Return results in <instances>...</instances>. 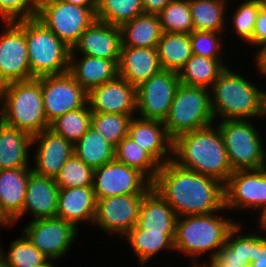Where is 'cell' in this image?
I'll return each instance as SVG.
<instances>
[{
    "label": "cell",
    "instance_id": "6da1fadb",
    "mask_svg": "<svg viewBox=\"0 0 266 267\" xmlns=\"http://www.w3.org/2000/svg\"><path fill=\"white\" fill-rule=\"evenodd\" d=\"M152 188L172 207L177 217L205 215L225 208L221 181L180 167L172 160L160 166Z\"/></svg>",
    "mask_w": 266,
    "mask_h": 267
},
{
    "label": "cell",
    "instance_id": "7a4b0ae2",
    "mask_svg": "<svg viewBox=\"0 0 266 267\" xmlns=\"http://www.w3.org/2000/svg\"><path fill=\"white\" fill-rule=\"evenodd\" d=\"M216 124L176 137L173 140L172 161L180 167L216 178L225 184L233 170L222 133Z\"/></svg>",
    "mask_w": 266,
    "mask_h": 267
},
{
    "label": "cell",
    "instance_id": "3957f363",
    "mask_svg": "<svg viewBox=\"0 0 266 267\" xmlns=\"http://www.w3.org/2000/svg\"><path fill=\"white\" fill-rule=\"evenodd\" d=\"M238 73L228 65L209 89L215 123L266 118V90Z\"/></svg>",
    "mask_w": 266,
    "mask_h": 267
},
{
    "label": "cell",
    "instance_id": "277c9868",
    "mask_svg": "<svg viewBox=\"0 0 266 267\" xmlns=\"http://www.w3.org/2000/svg\"><path fill=\"white\" fill-rule=\"evenodd\" d=\"M222 212L205 215L180 216L176 220L174 250L185 254L191 263H201L200 257L207 253L212 261L217 252L226 244L230 230L236 225L233 216L225 217ZM221 215H220V214ZM192 261V262H191Z\"/></svg>",
    "mask_w": 266,
    "mask_h": 267
},
{
    "label": "cell",
    "instance_id": "5b68a950",
    "mask_svg": "<svg viewBox=\"0 0 266 267\" xmlns=\"http://www.w3.org/2000/svg\"><path fill=\"white\" fill-rule=\"evenodd\" d=\"M0 121L31 136L50 127L43 105L41 77L0 86Z\"/></svg>",
    "mask_w": 266,
    "mask_h": 267
},
{
    "label": "cell",
    "instance_id": "8992f818",
    "mask_svg": "<svg viewBox=\"0 0 266 267\" xmlns=\"http://www.w3.org/2000/svg\"><path fill=\"white\" fill-rule=\"evenodd\" d=\"M31 79L69 71L71 48L38 19H25Z\"/></svg>",
    "mask_w": 266,
    "mask_h": 267
},
{
    "label": "cell",
    "instance_id": "52a82bcc",
    "mask_svg": "<svg viewBox=\"0 0 266 267\" xmlns=\"http://www.w3.org/2000/svg\"><path fill=\"white\" fill-rule=\"evenodd\" d=\"M215 123L210 90L179 84L163 124L170 138L207 127Z\"/></svg>",
    "mask_w": 266,
    "mask_h": 267
},
{
    "label": "cell",
    "instance_id": "ba28073f",
    "mask_svg": "<svg viewBox=\"0 0 266 267\" xmlns=\"http://www.w3.org/2000/svg\"><path fill=\"white\" fill-rule=\"evenodd\" d=\"M217 126L222 133L233 171L266 167L264 139L260 136V128L251 120H221Z\"/></svg>",
    "mask_w": 266,
    "mask_h": 267
},
{
    "label": "cell",
    "instance_id": "9c48e42d",
    "mask_svg": "<svg viewBox=\"0 0 266 267\" xmlns=\"http://www.w3.org/2000/svg\"><path fill=\"white\" fill-rule=\"evenodd\" d=\"M97 8L77 6L61 0H40L38 19L70 48L96 20Z\"/></svg>",
    "mask_w": 266,
    "mask_h": 267
},
{
    "label": "cell",
    "instance_id": "30bf717a",
    "mask_svg": "<svg viewBox=\"0 0 266 267\" xmlns=\"http://www.w3.org/2000/svg\"><path fill=\"white\" fill-rule=\"evenodd\" d=\"M224 193L227 211H258L260 218L266 212V167L233 171Z\"/></svg>",
    "mask_w": 266,
    "mask_h": 267
},
{
    "label": "cell",
    "instance_id": "8fae6325",
    "mask_svg": "<svg viewBox=\"0 0 266 267\" xmlns=\"http://www.w3.org/2000/svg\"><path fill=\"white\" fill-rule=\"evenodd\" d=\"M21 231L48 260L55 263L67 254L80 230L72 223L53 217L32 219Z\"/></svg>",
    "mask_w": 266,
    "mask_h": 267
},
{
    "label": "cell",
    "instance_id": "7c38bea8",
    "mask_svg": "<svg viewBox=\"0 0 266 267\" xmlns=\"http://www.w3.org/2000/svg\"><path fill=\"white\" fill-rule=\"evenodd\" d=\"M0 32V86L31 79L25 39V19L2 22Z\"/></svg>",
    "mask_w": 266,
    "mask_h": 267
},
{
    "label": "cell",
    "instance_id": "4fadbf2b",
    "mask_svg": "<svg viewBox=\"0 0 266 267\" xmlns=\"http://www.w3.org/2000/svg\"><path fill=\"white\" fill-rule=\"evenodd\" d=\"M177 72L162 69L136 87V116L164 121L179 86Z\"/></svg>",
    "mask_w": 266,
    "mask_h": 267
},
{
    "label": "cell",
    "instance_id": "5bb4252c",
    "mask_svg": "<svg viewBox=\"0 0 266 267\" xmlns=\"http://www.w3.org/2000/svg\"><path fill=\"white\" fill-rule=\"evenodd\" d=\"M93 191L96 199L117 195L146 194L152 182L139 170L116 159L94 169Z\"/></svg>",
    "mask_w": 266,
    "mask_h": 267
},
{
    "label": "cell",
    "instance_id": "9a60e30c",
    "mask_svg": "<svg viewBox=\"0 0 266 267\" xmlns=\"http://www.w3.org/2000/svg\"><path fill=\"white\" fill-rule=\"evenodd\" d=\"M144 195H117L96 199L94 227L105 234L115 235V238L119 236L122 239L136 226Z\"/></svg>",
    "mask_w": 266,
    "mask_h": 267
},
{
    "label": "cell",
    "instance_id": "2e32d148",
    "mask_svg": "<svg viewBox=\"0 0 266 267\" xmlns=\"http://www.w3.org/2000/svg\"><path fill=\"white\" fill-rule=\"evenodd\" d=\"M41 92L47 121L51 123L68 111L87 104L85 91L69 73L41 77Z\"/></svg>",
    "mask_w": 266,
    "mask_h": 267
},
{
    "label": "cell",
    "instance_id": "e0dca14e",
    "mask_svg": "<svg viewBox=\"0 0 266 267\" xmlns=\"http://www.w3.org/2000/svg\"><path fill=\"white\" fill-rule=\"evenodd\" d=\"M32 172L38 176L56 178L60 170L74 153V144L50 128L32 136Z\"/></svg>",
    "mask_w": 266,
    "mask_h": 267
},
{
    "label": "cell",
    "instance_id": "ac0fdd59",
    "mask_svg": "<svg viewBox=\"0 0 266 267\" xmlns=\"http://www.w3.org/2000/svg\"><path fill=\"white\" fill-rule=\"evenodd\" d=\"M87 103L91 112L136 115V87L117 75L92 88L88 92Z\"/></svg>",
    "mask_w": 266,
    "mask_h": 267
},
{
    "label": "cell",
    "instance_id": "d6986e66",
    "mask_svg": "<svg viewBox=\"0 0 266 267\" xmlns=\"http://www.w3.org/2000/svg\"><path fill=\"white\" fill-rule=\"evenodd\" d=\"M121 50L119 26L95 20L71 48L70 55H88L114 61L117 65Z\"/></svg>",
    "mask_w": 266,
    "mask_h": 267
},
{
    "label": "cell",
    "instance_id": "ffe728a7",
    "mask_svg": "<svg viewBox=\"0 0 266 267\" xmlns=\"http://www.w3.org/2000/svg\"><path fill=\"white\" fill-rule=\"evenodd\" d=\"M128 136L160 165L172 160L173 140L168 135L163 121L135 116L130 123Z\"/></svg>",
    "mask_w": 266,
    "mask_h": 267
},
{
    "label": "cell",
    "instance_id": "44dd1931",
    "mask_svg": "<svg viewBox=\"0 0 266 267\" xmlns=\"http://www.w3.org/2000/svg\"><path fill=\"white\" fill-rule=\"evenodd\" d=\"M31 167L0 170V211L12 223L23 217L24 198Z\"/></svg>",
    "mask_w": 266,
    "mask_h": 267
},
{
    "label": "cell",
    "instance_id": "7402d4cb",
    "mask_svg": "<svg viewBox=\"0 0 266 267\" xmlns=\"http://www.w3.org/2000/svg\"><path fill=\"white\" fill-rule=\"evenodd\" d=\"M162 69L157 48L121 46L118 75L131 85L138 87Z\"/></svg>",
    "mask_w": 266,
    "mask_h": 267
},
{
    "label": "cell",
    "instance_id": "603a6c76",
    "mask_svg": "<svg viewBox=\"0 0 266 267\" xmlns=\"http://www.w3.org/2000/svg\"><path fill=\"white\" fill-rule=\"evenodd\" d=\"M96 197L93 187L59 189L56 217L72 223L79 230V223L93 225Z\"/></svg>",
    "mask_w": 266,
    "mask_h": 267
},
{
    "label": "cell",
    "instance_id": "cb8c5ba5",
    "mask_svg": "<svg viewBox=\"0 0 266 267\" xmlns=\"http://www.w3.org/2000/svg\"><path fill=\"white\" fill-rule=\"evenodd\" d=\"M59 188L54 178L30 174L24 198L23 216L33 220L56 217Z\"/></svg>",
    "mask_w": 266,
    "mask_h": 267
},
{
    "label": "cell",
    "instance_id": "d4e9b609",
    "mask_svg": "<svg viewBox=\"0 0 266 267\" xmlns=\"http://www.w3.org/2000/svg\"><path fill=\"white\" fill-rule=\"evenodd\" d=\"M80 57V58H79ZM87 92L118 75V65L108 59L88 55H70L69 71Z\"/></svg>",
    "mask_w": 266,
    "mask_h": 267
},
{
    "label": "cell",
    "instance_id": "484cf974",
    "mask_svg": "<svg viewBox=\"0 0 266 267\" xmlns=\"http://www.w3.org/2000/svg\"><path fill=\"white\" fill-rule=\"evenodd\" d=\"M177 215L153 188L143 197L136 227L150 232H175Z\"/></svg>",
    "mask_w": 266,
    "mask_h": 267
},
{
    "label": "cell",
    "instance_id": "4316f807",
    "mask_svg": "<svg viewBox=\"0 0 266 267\" xmlns=\"http://www.w3.org/2000/svg\"><path fill=\"white\" fill-rule=\"evenodd\" d=\"M32 136L0 121V170L31 167Z\"/></svg>",
    "mask_w": 266,
    "mask_h": 267
},
{
    "label": "cell",
    "instance_id": "83f0119b",
    "mask_svg": "<svg viewBox=\"0 0 266 267\" xmlns=\"http://www.w3.org/2000/svg\"><path fill=\"white\" fill-rule=\"evenodd\" d=\"M175 232H150V230L139 229L134 226L123 238L131 246V250L138 259L139 264L144 267L148 262L159 255L160 251L174 250ZM165 249V250H164Z\"/></svg>",
    "mask_w": 266,
    "mask_h": 267
},
{
    "label": "cell",
    "instance_id": "f1b7e54d",
    "mask_svg": "<svg viewBox=\"0 0 266 267\" xmlns=\"http://www.w3.org/2000/svg\"><path fill=\"white\" fill-rule=\"evenodd\" d=\"M121 46L157 48L162 34L158 15L143 13L119 26Z\"/></svg>",
    "mask_w": 266,
    "mask_h": 267
},
{
    "label": "cell",
    "instance_id": "f546056e",
    "mask_svg": "<svg viewBox=\"0 0 266 267\" xmlns=\"http://www.w3.org/2000/svg\"><path fill=\"white\" fill-rule=\"evenodd\" d=\"M194 30L207 32L227 31V12L230 0H189Z\"/></svg>",
    "mask_w": 266,
    "mask_h": 267
},
{
    "label": "cell",
    "instance_id": "4dcf8cb0",
    "mask_svg": "<svg viewBox=\"0 0 266 267\" xmlns=\"http://www.w3.org/2000/svg\"><path fill=\"white\" fill-rule=\"evenodd\" d=\"M224 59H211L193 54L178 72L183 85L210 89L220 74L228 67Z\"/></svg>",
    "mask_w": 266,
    "mask_h": 267
},
{
    "label": "cell",
    "instance_id": "1f68e13d",
    "mask_svg": "<svg viewBox=\"0 0 266 267\" xmlns=\"http://www.w3.org/2000/svg\"><path fill=\"white\" fill-rule=\"evenodd\" d=\"M157 53L163 69L178 73L193 55L189 34L162 32Z\"/></svg>",
    "mask_w": 266,
    "mask_h": 267
},
{
    "label": "cell",
    "instance_id": "d6a6232c",
    "mask_svg": "<svg viewBox=\"0 0 266 267\" xmlns=\"http://www.w3.org/2000/svg\"><path fill=\"white\" fill-rule=\"evenodd\" d=\"M74 153L93 169L115 159V147L96 132L91 126L87 132L74 143Z\"/></svg>",
    "mask_w": 266,
    "mask_h": 267
},
{
    "label": "cell",
    "instance_id": "836d02e7",
    "mask_svg": "<svg viewBox=\"0 0 266 267\" xmlns=\"http://www.w3.org/2000/svg\"><path fill=\"white\" fill-rule=\"evenodd\" d=\"M115 159L143 173L151 182L156 178L160 164L132 138L126 135L115 147Z\"/></svg>",
    "mask_w": 266,
    "mask_h": 267
},
{
    "label": "cell",
    "instance_id": "e575fe53",
    "mask_svg": "<svg viewBox=\"0 0 266 267\" xmlns=\"http://www.w3.org/2000/svg\"><path fill=\"white\" fill-rule=\"evenodd\" d=\"M142 0H97L96 20L120 26L143 14Z\"/></svg>",
    "mask_w": 266,
    "mask_h": 267
},
{
    "label": "cell",
    "instance_id": "d590c367",
    "mask_svg": "<svg viewBox=\"0 0 266 267\" xmlns=\"http://www.w3.org/2000/svg\"><path fill=\"white\" fill-rule=\"evenodd\" d=\"M11 241L6 251L0 246L6 267H34L40 264H55L48 260L23 234Z\"/></svg>",
    "mask_w": 266,
    "mask_h": 267
},
{
    "label": "cell",
    "instance_id": "8d00e7d4",
    "mask_svg": "<svg viewBox=\"0 0 266 267\" xmlns=\"http://www.w3.org/2000/svg\"><path fill=\"white\" fill-rule=\"evenodd\" d=\"M92 112L88 103L80 108L68 111L50 123V129L73 144L90 128Z\"/></svg>",
    "mask_w": 266,
    "mask_h": 267
},
{
    "label": "cell",
    "instance_id": "74e56055",
    "mask_svg": "<svg viewBox=\"0 0 266 267\" xmlns=\"http://www.w3.org/2000/svg\"><path fill=\"white\" fill-rule=\"evenodd\" d=\"M135 116L92 112L90 126L116 147L128 135L130 123Z\"/></svg>",
    "mask_w": 266,
    "mask_h": 267
},
{
    "label": "cell",
    "instance_id": "f35d334b",
    "mask_svg": "<svg viewBox=\"0 0 266 267\" xmlns=\"http://www.w3.org/2000/svg\"><path fill=\"white\" fill-rule=\"evenodd\" d=\"M158 16L162 32L190 34L194 31L189 0H172Z\"/></svg>",
    "mask_w": 266,
    "mask_h": 267
},
{
    "label": "cell",
    "instance_id": "ab89813d",
    "mask_svg": "<svg viewBox=\"0 0 266 267\" xmlns=\"http://www.w3.org/2000/svg\"><path fill=\"white\" fill-rule=\"evenodd\" d=\"M262 6V0H244L235 10H231L233 14L230 19L227 13L226 20H230L233 26L229 27L232 29L229 33L234 32L247 45L252 39L257 14Z\"/></svg>",
    "mask_w": 266,
    "mask_h": 267
},
{
    "label": "cell",
    "instance_id": "60d3db41",
    "mask_svg": "<svg viewBox=\"0 0 266 267\" xmlns=\"http://www.w3.org/2000/svg\"><path fill=\"white\" fill-rule=\"evenodd\" d=\"M93 174L94 169L73 153L55 178V182L59 189L92 187Z\"/></svg>",
    "mask_w": 266,
    "mask_h": 267
},
{
    "label": "cell",
    "instance_id": "b9f144b4",
    "mask_svg": "<svg viewBox=\"0 0 266 267\" xmlns=\"http://www.w3.org/2000/svg\"><path fill=\"white\" fill-rule=\"evenodd\" d=\"M244 225L245 223L237 221L228 233L226 244L220 250L228 258H238L249 265L254 261V233L251 230H248V234L242 233Z\"/></svg>",
    "mask_w": 266,
    "mask_h": 267
},
{
    "label": "cell",
    "instance_id": "7bdbcfd3",
    "mask_svg": "<svg viewBox=\"0 0 266 267\" xmlns=\"http://www.w3.org/2000/svg\"><path fill=\"white\" fill-rule=\"evenodd\" d=\"M222 33L225 35L226 32H207L194 30L189 34L192 53L211 59H225V57H223L225 56L223 44L226 36H224Z\"/></svg>",
    "mask_w": 266,
    "mask_h": 267
},
{
    "label": "cell",
    "instance_id": "ee69618b",
    "mask_svg": "<svg viewBox=\"0 0 266 267\" xmlns=\"http://www.w3.org/2000/svg\"><path fill=\"white\" fill-rule=\"evenodd\" d=\"M40 0H0V21L36 18Z\"/></svg>",
    "mask_w": 266,
    "mask_h": 267
},
{
    "label": "cell",
    "instance_id": "f6af8a7d",
    "mask_svg": "<svg viewBox=\"0 0 266 267\" xmlns=\"http://www.w3.org/2000/svg\"><path fill=\"white\" fill-rule=\"evenodd\" d=\"M253 48H258L266 44V8L262 6L257 14L254 33L248 43Z\"/></svg>",
    "mask_w": 266,
    "mask_h": 267
},
{
    "label": "cell",
    "instance_id": "bcb514c9",
    "mask_svg": "<svg viewBox=\"0 0 266 267\" xmlns=\"http://www.w3.org/2000/svg\"><path fill=\"white\" fill-rule=\"evenodd\" d=\"M260 231H254V261L247 267H266V235Z\"/></svg>",
    "mask_w": 266,
    "mask_h": 267
},
{
    "label": "cell",
    "instance_id": "7dc6e473",
    "mask_svg": "<svg viewBox=\"0 0 266 267\" xmlns=\"http://www.w3.org/2000/svg\"><path fill=\"white\" fill-rule=\"evenodd\" d=\"M206 267H247L244 260L238 258H228L221 250H219L215 258L207 262Z\"/></svg>",
    "mask_w": 266,
    "mask_h": 267
},
{
    "label": "cell",
    "instance_id": "c3c4849f",
    "mask_svg": "<svg viewBox=\"0 0 266 267\" xmlns=\"http://www.w3.org/2000/svg\"><path fill=\"white\" fill-rule=\"evenodd\" d=\"M172 0H142L143 11L146 14L158 15Z\"/></svg>",
    "mask_w": 266,
    "mask_h": 267
},
{
    "label": "cell",
    "instance_id": "681fc988",
    "mask_svg": "<svg viewBox=\"0 0 266 267\" xmlns=\"http://www.w3.org/2000/svg\"><path fill=\"white\" fill-rule=\"evenodd\" d=\"M257 51L253 55L255 58L253 59V63L256 65L257 73H261V76L264 75L266 77V44L256 49Z\"/></svg>",
    "mask_w": 266,
    "mask_h": 267
},
{
    "label": "cell",
    "instance_id": "f907efd6",
    "mask_svg": "<svg viewBox=\"0 0 266 267\" xmlns=\"http://www.w3.org/2000/svg\"><path fill=\"white\" fill-rule=\"evenodd\" d=\"M61 1L77 6H83L86 8H97V0H61Z\"/></svg>",
    "mask_w": 266,
    "mask_h": 267
},
{
    "label": "cell",
    "instance_id": "816d5d0a",
    "mask_svg": "<svg viewBox=\"0 0 266 267\" xmlns=\"http://www.w3.org/2000/svg\"><path fill=\"white\" fill-rule=\"evenodd\" d=\"M258 228L262 229V233L266 235V212L258 218Z\"/></svg>",
    "mask_w": 266,
    "mask_h": 267
},
{
    "label": "cell",
    "instance_id": "f5cc1de1",
    "mask_svg": "<svg viewBox=\"0 0 266 267\" xmlns=\"http://www.w3.org/2000/svg\"><path fill=\"white\" fill-rule=\"evenodd\" d=\"M6 226L10 228V226H12V223L8 219H0V230H1V228H4ZM0 246H1V244H0Z\"/></svg>",
    "mask_w": 266,
    "mask_h": 267
},
{
    "label": "cell",
    "instance_id": "db71d44e",
    "mask_svg": "<svg viewBox=\"0 0 266 267\" xmlns=\"http://www.w3.org/2000/svg\"><path fill=\"white\" fill-rule=\"evenodd\" d=\"M190 267V266H189ZM191 267H206L205 263H192Z\"/></svg>",
    "mask_w": 266,
    "mask_h": 267
},
{
    "label": "cell",
    "instance_id": "11a10c76",
    "mask_svg": "<svg viewBox=\"0 0 266 267\" xmlns=\"http://www.w3.org/2000/svg\"><path fill=\"white\" fill-rule=\"evenodd\" d=\"M55 265L56 264H40V265H37V266H34V267H57Z\"/></svg>",
    "mask_w": 266,
    "mask_h": 267
},
{
    "label": "cell",
    "instance_id": "9f6ffc18",
    "mask_svg": "<svg viewBox=\"0 0 266 267\" xmlns=\"http://www.w3.org/2000/svg\"><path fill=\"white\" fill-rule=\"evenodd\" d=\"M0 267H6L1 251H0Z\"/></svg>",
    "mask_w": 266,
    "mask_h": 267
},
{
    "label": "cell",
    "instance_id": "6f0895ef",
    "mask_svg": "<svg viewBox=\"0 0 266 267\" xmlns=\"http://www.w3.org/2000/svg\"><path fill=\"white\" fill-rule=\"evenodd\" d=\"M0 219H7L0 211Z\"/></svg>",
    "mask_w": 266,
    "mask_h": 267
},
{
    "label": "cell",
    "instance_id": "680465c9",
    "mask_svg": "<svg viewBox=\"0 0 266 267\" xmlns=\"http://www.w3.org/2000/svg\"><path fill=\"white\" fill-rule=\"evenodd\" d=\"M263 6L266 8V0H262Z\"/></svg>",
    "mask_w": 266,
    "mask_h": 267
}]
</instances>
